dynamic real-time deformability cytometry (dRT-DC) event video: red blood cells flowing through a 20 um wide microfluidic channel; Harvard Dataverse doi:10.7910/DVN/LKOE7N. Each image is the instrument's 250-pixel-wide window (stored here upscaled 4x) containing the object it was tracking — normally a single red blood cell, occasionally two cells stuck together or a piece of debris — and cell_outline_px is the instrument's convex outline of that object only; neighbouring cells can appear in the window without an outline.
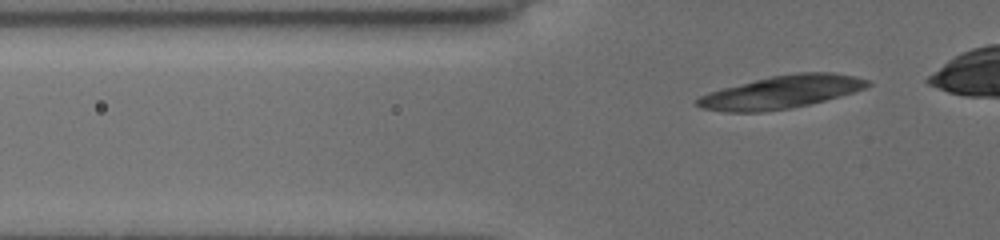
{"species": "common noctule bat (a hibernating species)", "species_latin": "Nyctalus noctula", "temperature_condition": "cold", "stored_images_in_passage": 33, "camera_frame_rate_fps": 3000, "um_per_image_px": 0.085, "animal": {"sex": "female", "body_mass_g": 19.5, "forearm_length_mm": 54.1}, "frame": {"image": 1, "passage_image": 3, "time_ms": 0.667, "image_size_px": [1000, 240], "cell_outline_px": [[872, 84], [864, 88], [840, 96], [808, 104], [788, 108], [764, 112], [724, 112], [700, 108], [692, 100], [708, 92], [772, 76], [796, 72], [832, 72], [856, 76], [868, 80]], "centroid_in_image_um": [66.38, 7.83], "position_along_channel_um": 59.4, "area_um2": 32.43}}